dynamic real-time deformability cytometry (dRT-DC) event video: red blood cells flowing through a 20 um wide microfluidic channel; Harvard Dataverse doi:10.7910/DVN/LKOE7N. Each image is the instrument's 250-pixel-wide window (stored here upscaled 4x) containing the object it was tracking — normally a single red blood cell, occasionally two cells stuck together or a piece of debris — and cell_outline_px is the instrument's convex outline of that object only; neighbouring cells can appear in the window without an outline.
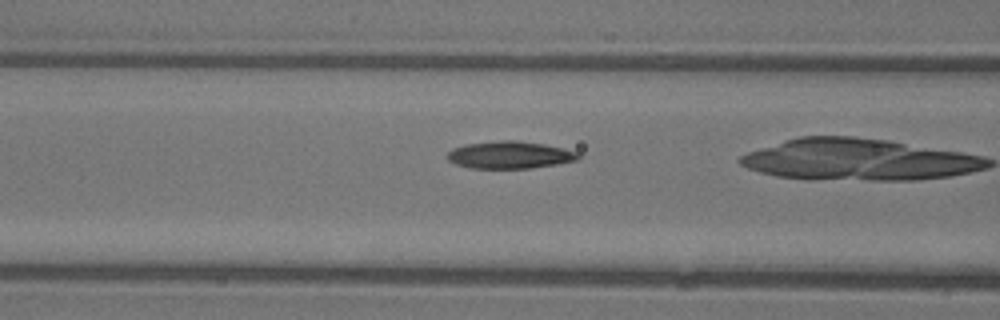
{"species": "common noctule bat (a hibernating species)", "species_latin": "Nyctalus noctula", "temperature_condition": "warm", "stored_images_in_passage": 33, "camera_frame_rate_fps": 3000, "um_per_image_px": 0.085, "animal": {"sex": "female"}, "frame": {"image": 1, "passage_image": 16, "time_ms": 5.0, "image_size_px": [1000, 320], "cell_outline_px": [[580, 160], [532, 168], [468, 168], [456, 164], [448, 160], [444, 156], [452, 148], [464, 144], [500, 140], [516, 140], [544, 144], [564, 148], [580, 152]], "centroid_in_image_um": [43.33, 13.16], "position_along_channel_um": 123.3, "area_um2": 21.15}}
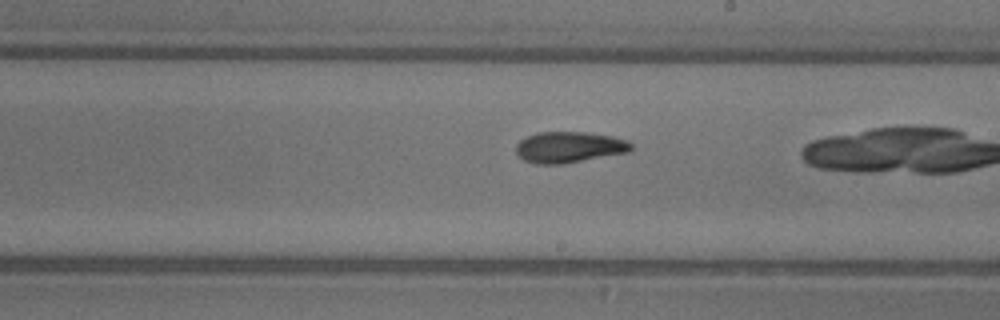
{"frame": {"image": 2, "passage_image": 24, "time_ms": 7.667, "image_size_px": [1000, 320], "cell_outline_px": [[632, 152], [564, 164], [536, 164], [524, 160], [516, 152], [516, 144], [520, 140], [536, 132], [588, 132], [612, 136], [624, 140], [632, 144]], "centroid_in_image_um": [48.4, 12.52], "position_along_channel_um": 240.6, "area_um2": 21.04}}